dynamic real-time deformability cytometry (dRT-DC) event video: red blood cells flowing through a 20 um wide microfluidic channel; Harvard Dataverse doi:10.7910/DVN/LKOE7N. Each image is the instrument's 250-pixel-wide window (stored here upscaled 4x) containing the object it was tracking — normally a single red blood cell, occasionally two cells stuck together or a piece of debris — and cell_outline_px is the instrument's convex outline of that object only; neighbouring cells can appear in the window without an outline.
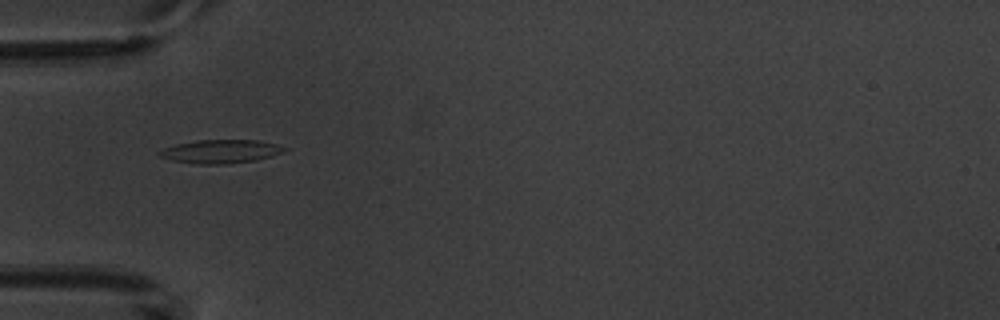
{"species": "common noctule bat (a hibernating species)", "species_latin": "Nyctalus noctula", "temperature_condition": "warm", "stored_images_in_passage": 4, "camera_frame_rate_fps": 3000, "um_per_image_px": 0.085, "animal": {"sex": "male", "body_mass_g": 20.1, "forearm_length_mm": 53.5}, "frame": {"image": 1, "passage_image": 2, "time_ms": 1.333, "image_size_px": [1000, 320], "cell_outline_px": [[288, 148], [284, 152], [272, 156], [256, 160], [228, 164], [196, 164], [172, 160], [160, 156], [156, 152], [164, 148], [176, 144], [200, 140], [256, 140], [276, 144]], "centroid_in_image_um": [18.77, 12.88], "position_along_channel_um": 66.2, "area_um2": 17.11}}
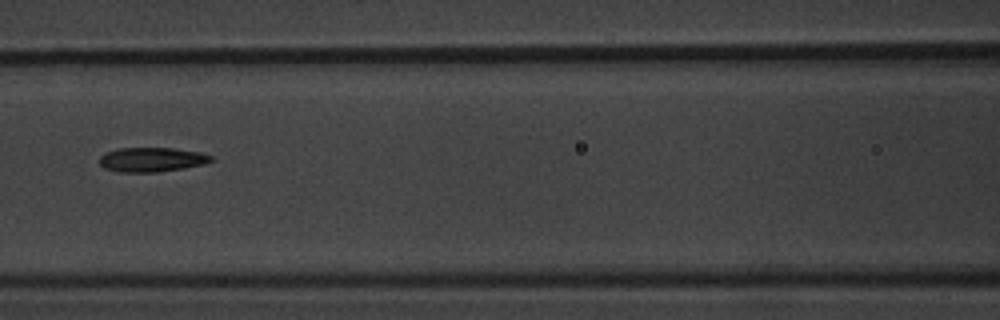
{"frame": {"image": 2, "passage_image": 4, "time_ms": 3.667, "image_size_px": [1000, 320], "cell_outline_px": [[212, 160], [204, 164], [184, 168], [156, 172], [120, 172], [104, 168], [100, 164], [100, 156], [116, 148], [176, 148], [200, 152], [212, 156]], "centroid_in_image_um": [12.9, 13.56], "position_along_channel_um": 153.7, "area_um2": 15.84}}